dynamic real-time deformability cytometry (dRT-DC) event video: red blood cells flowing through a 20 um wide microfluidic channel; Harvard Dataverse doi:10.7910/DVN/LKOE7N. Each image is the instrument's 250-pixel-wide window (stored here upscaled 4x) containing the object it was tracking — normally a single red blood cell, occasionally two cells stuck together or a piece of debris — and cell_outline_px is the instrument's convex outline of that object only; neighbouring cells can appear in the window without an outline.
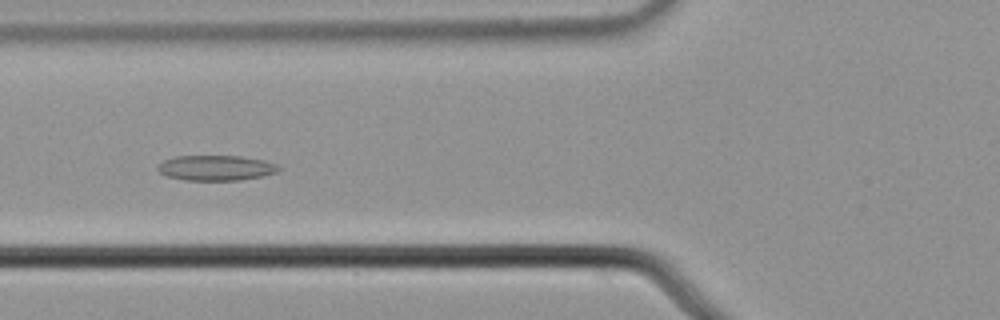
{"species": "common noctule bat (a hibernating species)", "species_latin": "Nyctalus noctula", "temperature_condition": "cold", "stored_images_in_passage": 7, "camera_frame_rate_fps": 3000, "um_per_image_px": 0.085, "animal": {"sex": "male", "body_mass_g": 21.5, "forearm_length_mm": 52.0}, "frame": {"image": 1, "passage_image": 6, "time_ms": 1.667, "image_size_px": [1000, 320], "cell_outline_px": [[280, 168], [276, 172], [264, 176], [240, 180], [184, 180], [168, 176], [160, 172], [156, 168], [164, 160], [176, 156], [240, 156], [264, 160], [276, 164]], "centroid_in_image_um": [18.37, 14.27], "position_along_channel_um": 107.4, "area_um2": 17.69}}
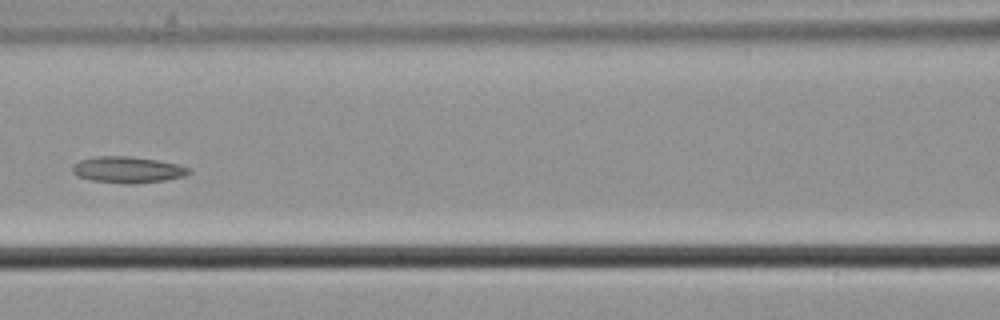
{"frame": {"image": 2, "passage_image": 7, "time_ms": 2.0, "image_size_px": [1000, 320], "cell_outline_px": [[192, 172], [184, 176], [164, 180], [132, 184], [124, 184], [92, 180], [76, 176], [72, 172], [72, 164], [80, 160], [96, 156], [132, 156], [156, 160], [176, 164], [192, 168]], "centroid_in_image_um": [10.83, 14.42], "position_along_channel_um": 155.8, "area_um2": 17.98}}